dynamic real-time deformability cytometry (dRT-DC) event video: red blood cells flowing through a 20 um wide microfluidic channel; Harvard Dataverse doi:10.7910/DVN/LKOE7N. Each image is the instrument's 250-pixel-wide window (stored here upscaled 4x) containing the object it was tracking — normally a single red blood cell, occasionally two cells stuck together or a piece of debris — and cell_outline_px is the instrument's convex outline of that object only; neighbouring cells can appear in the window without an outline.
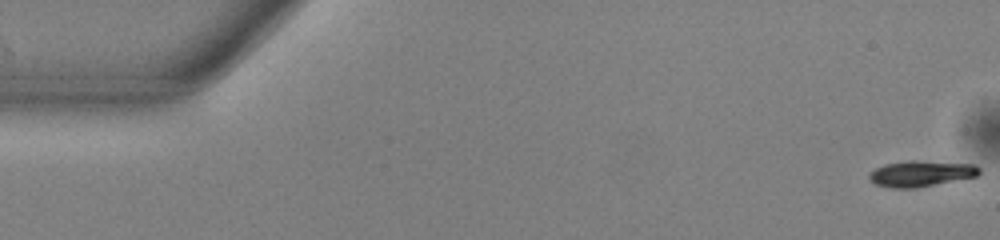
{"species": "common noctule bat (a hibernating species)", "species_latin": "Nyctalus noctula", "temperature_condition": "warm", "stored_images_in_passage": 52, "camera_frame_rate_fps": 3000, "um_per_image_px": 0.085, "animal": {"sex": "male", "body_mass_g": 13.0, "forearm_length_mm": 53.1}, "frame": {"image": 1, "passage_image": 1, "time_ms": 0.0, "image_size_px": [1000, 240], "cell_outline_px": [[980, 172], [976, 176], [916, 188], [892, 188], [876, 184], [868, 176], [876, 168], [884, 164], [908, 160], [916, 160], [976, 164], [980, 168]], "centroid_in_image_um": [78.31, 14.74], "position_along_channel_um": 6.7, "area_um2": 16.53}}
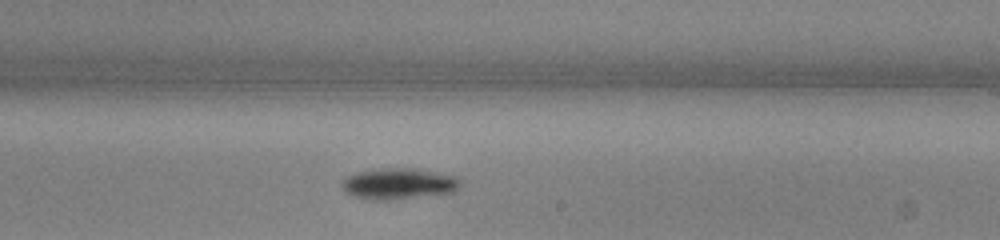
{"frame": {"image": 2, "passage_image": 31, "time_ms": 10.0, "image_size_px": [1000, 240], "cell_outline_px": [[460, 184], [456, 192], [392, 200], [372, 200], [352, 196], [344, 192], [340, 184], [340, 180], [356, 172], [384, 168], [416, 168], [452, 176], [460, 180]], "centroid_in_image_um": [33.82, 15.63], "position_along_channel_um": 255.2, "area_um2": 21.62}}
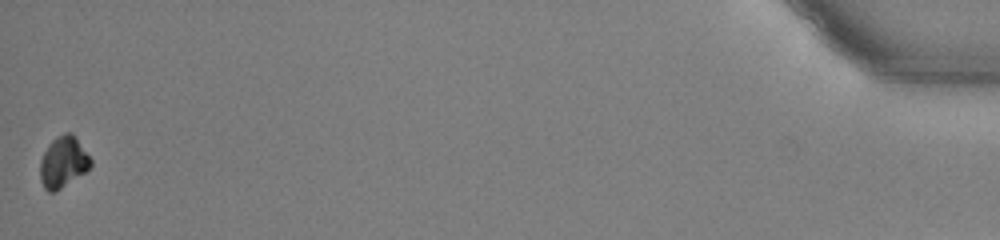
{"frame": {"image": 3, "passage_image": 52, "time_ms": 17.0, "image_size_px": [1000, 240], "cell_outline_px": [[92, 164], [84, 172], [56, 192], [48, 192], [44, 188], [40, 180], [40, 160], [48, 144], [56, 136], [64, 132], [72, 132], [92, 160]], "centroid_in_image_um": [5.35, 13.77], "position_along_channel_um": 429.9, "area_um2": 15.09}, "authors_computed_cell_mechanics": {"area_um2": 17.7446, "velocity_mm_per_s": 3.9513, "shape_relaxation_time_tau1_ms": 1.8699, "shape_relaxation_time_tau2_ms": null, "deformation_change_tau1": 0.1099, "deformation_change_tau2": null}}